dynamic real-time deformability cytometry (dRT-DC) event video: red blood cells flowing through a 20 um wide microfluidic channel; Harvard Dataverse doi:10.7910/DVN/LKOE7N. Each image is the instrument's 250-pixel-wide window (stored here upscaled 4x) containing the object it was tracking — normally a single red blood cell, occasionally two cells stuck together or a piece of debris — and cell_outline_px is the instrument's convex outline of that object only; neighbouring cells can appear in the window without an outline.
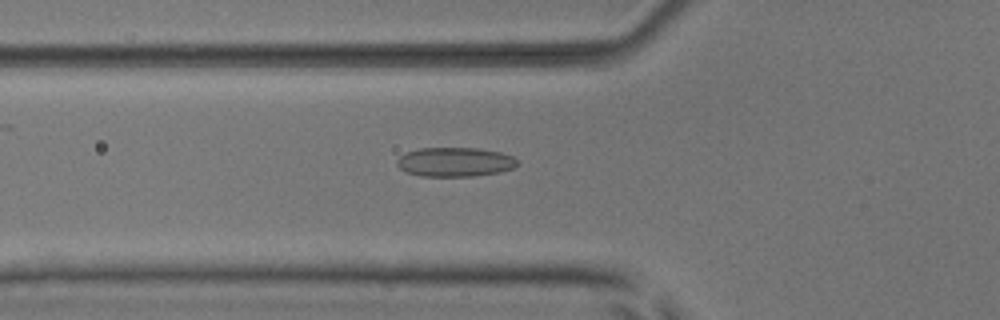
{"species": "common noctule bat (a hibernating species)", "species_latin": "Nyctalus noctula", "temperature_condition": "room temperature", "stored_images_in_passage": 51, "camera_frame_rate_fps": 3000, "um_per_image_px": 0.085, "animal": {"sex": "male", "body_mass_g": 17.9, "forearm_length_mm": 54.2}, "frame": {"image": 1, "passage_image": 18, "time_ms": 5.667, "image_size_px": [1000, 320], "cell_outline_px": [[520, 164], [512, 168], [500, 172], [476, 176], [420, 176], [408, 172], [400, 168], [396, 164], [396, 160], [404, 152], [420, 148], [476, 148], [500, 152], [512, 156]], "centroid_in_image_um": [38.66, 13.77], "position_along_channel_um": 87.1, "area_um2": 20.58}}
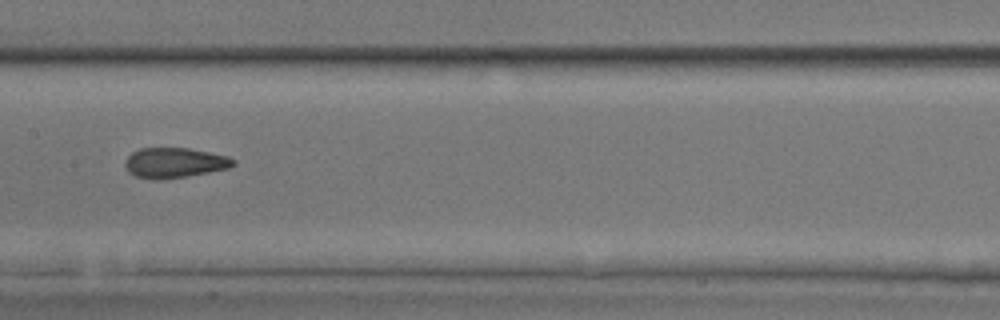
{"frame": {"image": 2, "passage_image": 26, "time_ms": 8.333, "image_size_px": [1000, 320], "cell_outline_px": [[236, 164], [228, 168], [208, 172], [160, 180], [152, 180], [136, 176], [128, 172], [124, 164], [128, 156], [132, 152], [140, 148], [188, 148], [228, 156], [236, 160]], "centroid_in_image_um": [14.82, 13.83], "position_along_channel_um": 192.6, "area_um2": 18.96}}
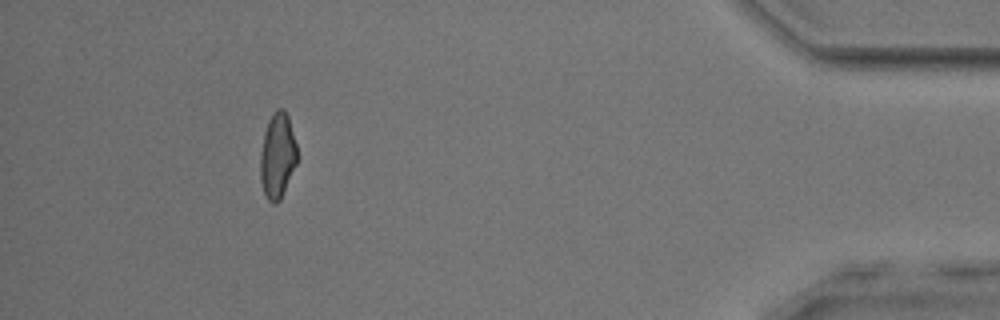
{"frame": {"image": 3, "passage_image": 47, "time_ms": 15.333, "image_size_px": [1000, 320], "cell_outline_px": [[296, 164], [280, 200], [276, 204], [272, 204], [268, 200], [264, 192], [260, 180], [260, 152], [264, 132], [268, 120], [276, 108], [284, 108], [288, 116], [296, 144]], "centroid_in_image_um": [23.56, 13.22], "position_along_channel_um": 411.6, "area_um2": 18.32}, "authors_computed_cell_mechanics": {"area_um2": 19.1318, "velocity_mm_per_s": 3.9429, "shape_relaxation_time_tau1_ms": null, "shape_relaxation_time_tau2_ms": 1.3027, "deformation_change_tau1": null, "deformation_change_tau2": 0.0745}}